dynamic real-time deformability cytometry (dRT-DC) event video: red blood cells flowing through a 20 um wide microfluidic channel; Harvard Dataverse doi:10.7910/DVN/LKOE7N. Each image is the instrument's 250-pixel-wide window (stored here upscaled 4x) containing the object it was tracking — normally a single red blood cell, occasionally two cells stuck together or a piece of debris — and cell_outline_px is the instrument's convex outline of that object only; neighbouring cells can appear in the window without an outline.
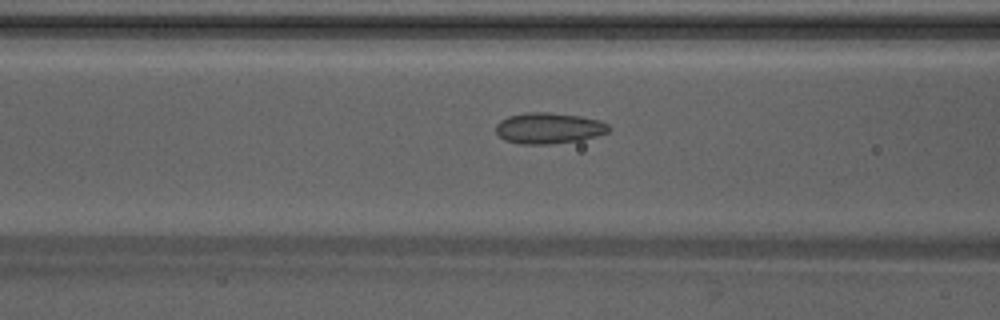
{"species": "Egyptian fruit bat (a non-hibernating species)", "species_latin": "Rousettus aegyptiacus", "temperature_condition": "warm", "stored_images_in_passage": 47, "camera_frame_rate_fps": 3000, "um_per_image_px": 0.085, "animal": {"sex": "male"}, "frame": {"image": 1, "passage_image": 18, "time_ms": 5.667, "image_size_px": [1000, 320], "cell_outline_px": [[608, 132], [596, 136], [580, 140], [552, 144], [520, 144], [504, 140], [496, 132], [496, 124], [500, 120], [508, 116], [528, 112], [548, 112], [580, 116], [600, 120], [608, 124]], "centroid_in_image_um": [46.62, 10.89], "position_along_channel_um": 120.0, "area_um2": 20.4}}
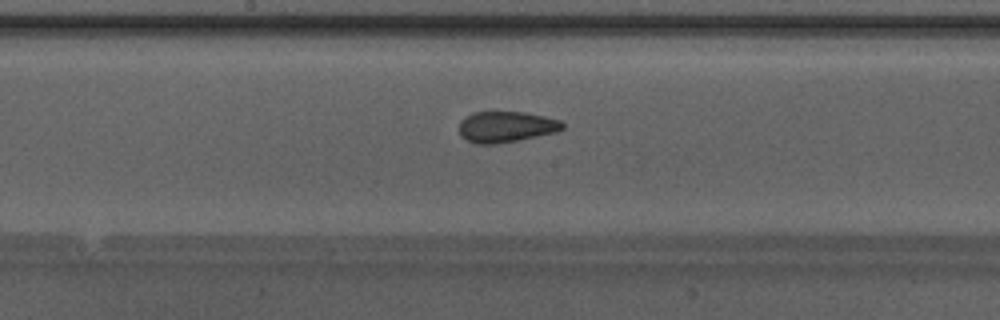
{"frame": {"image": 2, "passage_image": 24, "time_ms": 7.667, "image_size_px": [1000, 320], "cell_outline_px": [[564, 128], [556, 132], [496, 144], [476, 144], [460, 136], [460, 120], [472, 112], [524, 112], [544, 116], [560, 120], [564, 124]], "centroid_in_image_um": [43.0, 10.77], "position_along_channel_um": 205.2, "area_um2": 18.55}}
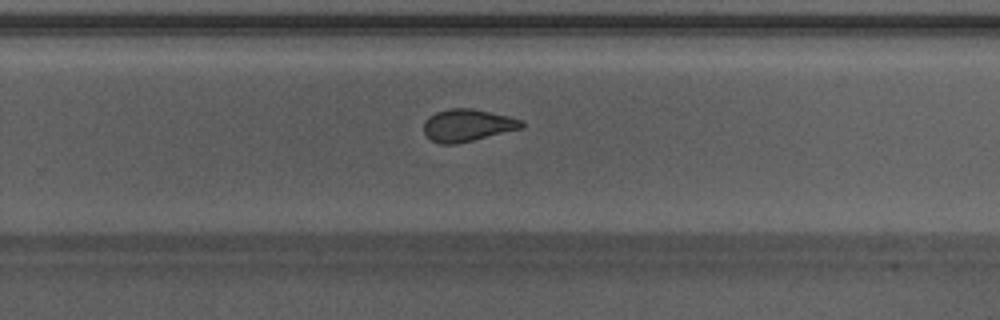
{"frame": {"image": 3, "passage_image": 30, "time_ms": 9.667, "image_size_px": [1000, 320], "cell_outline_px": [[524, 124], [520, 128], [456, 144], [440, 144], [432, 140], [424, 132], [424, 120], [428, 116], [436, 112], [452, 108], [472, 108], [508, 116], [520, 120]], "centroid_in_image_um": [39.67, 10.64], "position_along_channel_um": 290.1, "area_um2": 18.03}, "authors_computed_cell_mechanics": {"area_um2": 19.0162, "velocity_mm_per_s": 4.2602, "shape_relaxation_time_tau1_ms": 4.9693, "shape_relaxation_time_tau2_ms": 1.1291, "deformation_change_tau1": 0.1291, "deformation_change_tau2": 0.058}}